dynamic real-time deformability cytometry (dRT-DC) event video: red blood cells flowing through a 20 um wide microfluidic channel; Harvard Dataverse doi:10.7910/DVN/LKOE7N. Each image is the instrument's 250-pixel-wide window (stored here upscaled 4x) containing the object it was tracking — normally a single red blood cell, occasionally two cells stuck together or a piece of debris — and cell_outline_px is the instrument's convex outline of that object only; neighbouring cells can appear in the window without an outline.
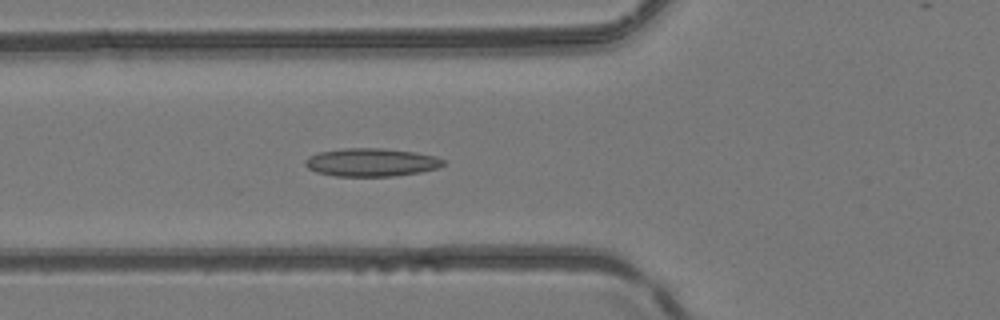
{"species": "common noctule bat (a hibernating species)", "species_latin": "Nyctalus noctula", "temperature_condition": "room temperature", "stored_images_in_passage": 43, "camera_frame_rate_fps": 3000, "um_per_image_px": 0.085, "animal": {"sex": "female", "body_mass_g": 24.6, "forearm_length_mm": 56.2}, "frame": {"image": 1, "passage_image": 19, "time_ms": 6.0, "image_size_px": [1000, 320], "cell_outline_px": [[444, 164], [440, 168], [420, 172], [396, 176], [336, 176], [316, 172], [308, 168], [304, 164], [304, 160], [308, 156], [320, 152], [344, 148], [380, 148], [416, 152], [436, 156], [444, 160]], "centroid_in_image_um": [31.57, 13.8], "position_along_channel_um": 94.2, "area_um2": 22.77}}
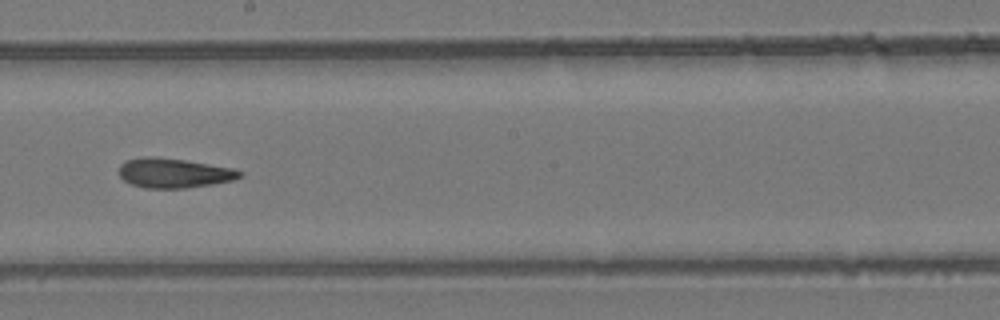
{"frame": {"image": 2, "passage_image": 29, "time_ms": 9.333, "image_size_px": [1000, 320], "cell_outline_px": [[244, 176], [232, 180], [212, 184], [184, 188], [144, 188], [132, 184], [124, 180], [120, 176], [120, 164], [128, 160], [148, 156], [152, 156], [184, 160], [232, 168], [244, 172]], "centroid_in_image_um": [14.8, 14.71], "position_along_channel_um": 233.4, "area_um2": 20.63}}
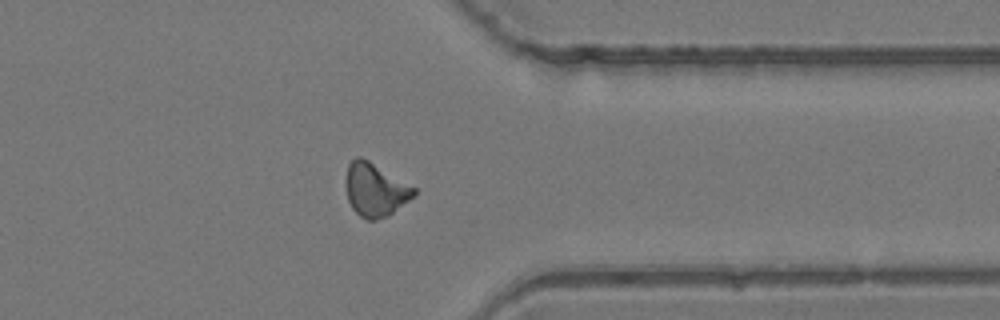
{"frame": {"image": 3, "passage_image": 40, "time_ms": 13.0, "image_size_px": [1000, 320], "cell_outline_px": [[416, 196], [388, 216], [376, 220], [368, 220], [360, 216], [352, 208], [348, 200], [348, 164], [356, 156], [360, 156], [368, 160], [416, 188]], "centroid_in_image_um": [31.94, 16.15], "position_along_channel_um": 379.5, "area_um2": 20.81}, "authors_computed_cell_mechanics": {"area_um2": 21.3282, "velocity_mm_per_s": 4.1575, "shape_relaxation_time_tau1_ms": null, "shape_relaxation_time_tau2_ms": 2.3685, "deformation_change_tau1": null, "deformation_change_tau2": 0.1016}}